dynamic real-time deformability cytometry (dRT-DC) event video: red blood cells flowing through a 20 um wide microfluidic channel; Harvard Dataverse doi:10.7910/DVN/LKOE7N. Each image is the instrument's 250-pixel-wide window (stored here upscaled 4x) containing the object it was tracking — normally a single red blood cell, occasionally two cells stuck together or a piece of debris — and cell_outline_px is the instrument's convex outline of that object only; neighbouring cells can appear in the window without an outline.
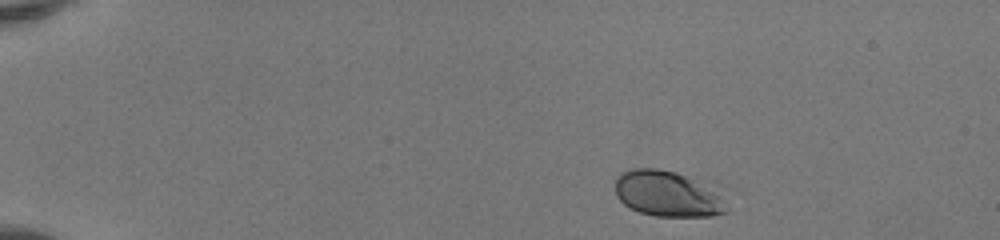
{"species": "human", "species_latin": "Homo sapiens", "temperature_condition": "room temperature", "stored_images_in_passage": 43, "camera_frame_rate_fps": 3000, "um_per_image_px": 0.085, "donor": {"sex": "female"}, "frame": {"image": 1, "passage_image": 1, "time_ms": 0.0, "image_size_px": [1000, 240], "cell_outline_px": [[724, 212], [712, 216], [656, 216], [640, 212], [624, 204], [616, 196], [616, 176], [620, 172], [632, 168], [660, 168], [676, 172], [688, 176], [720, 196]], "centroid_in_image_um": [56.6, 16.46], "position_along_channel_um": 28.4, "area_um2": 28.9}}
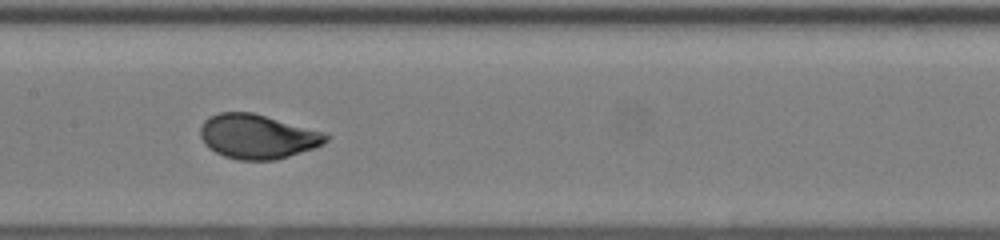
{"frame": {"image": 2, "passage_image": 20, "time_ms": 6.333, "image_size_px": [1000, 240], "cell_outline_px": [[332, 136], [324, 144], [316, 148], [276, 160], [240, 160], [224, 156], [208, 148], [204, 144], [200, 136], [200, 128], [204, 120], [220, 112], [252, 112], [324, 132]], "centroid_in_image_um": [21.91, 11.61], "position_along_channel_um": 185.5, "area_um2": 32.66}}
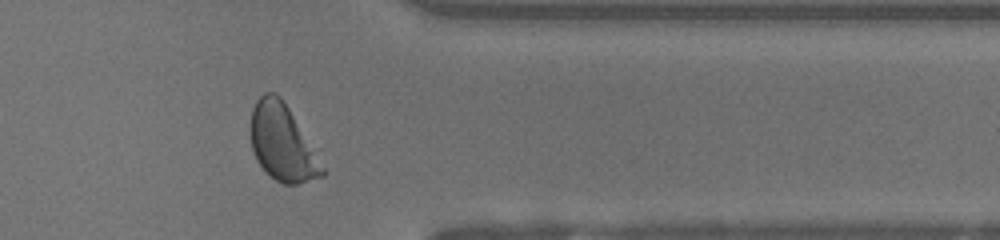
{"frame": {"image": 3, "passage_image": 35, "time_ms": 11.333, "image_size_px": [1000, 240], "cell_outline_px": [[324, 176], [296, 184], [284, 184], [276, 180], [264, 172], [256, 160], [252, 148], [248, 128], [252, 108], [256, 100], [264, 92], [276, 92], [280, 96], [288, 108], [324, 168]], "centroid_in_image_um": [23.92, 12.12], "position_along_channel_um": 387.5, "area_um2": 31.73}, "authors_computed_cell_mechanics": {"area_um2": 31.9634, "velocity_mm_per_s": 4.1441, "shape_relaxation_time_tau1_ms": 2.127, "shape_relaxation_time_tau2_ms": null, "deformation_change_tau1": 0.1364, "deformation_change_tau2": null}}